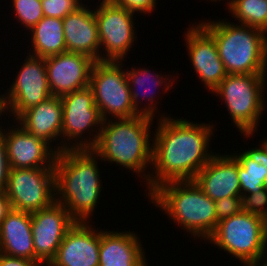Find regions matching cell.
<instances>
[{
	"label": "cell",
	"mask_w": 267,
	"mask_h": 266,
	"mask_svg": "<svg viewBox=\"0 0 267 266\" xmlns=\"http://www.w3.org/2000/svg\"><path fill=\"white\" fill-rule=\"evenodd\" d=\"M103 231L99 248V266H147L138 234Z\"/></svg>",
	"instance_id": "cell-20"
},
{
	"label": "cell",
	"mask_w": 267,
	"mask_h": 266,
	"mask_svg": "<svg viewBox=\"0 0 267 266\" xmlns=\"http://www.w3.org/2000/svg\"><path fill=\"white\" fill-rule=\"evenodd\" d=\"M159 116L163 117L157 122L152 140V165L146 183L148 196L163 183L194 180L214 156L208 146L214 133L213 124Z\"/></svg>",
	"instance_id": "cell-1"
},
{
	"label": "cell",
	"mask_w": 267,
	"mask_h": 266,
	"mask_svg": "<svg viewBox=\"0 0 267 266\" xmlns=\"http://www.w3.org/2000/svg\"><path fill=\"white\" fill-rule=\"evenodd\" d=\"M126 75H127L129 90L131 92V100H132V103L134 105L135 111L139 115L154 118L155 113L158 112V111H156L158 109V106L156 105L157 101H154L155 96H156L155 95L156 93L154 92V90L157 88V86L158 87L163 86V89L165 92H167L168 90H171L173 88V83L171 81H174L172 79V76L171 75L170 76H167V75L162 76V75L156 74V73L153 74V72L151 73V71L147 70L146 68L136 69L135 67L132 70L130 69L129 71L127 68ZM169 78L171 79V81ZM148 83H151V85ZM148 85H150L151 87L153 86L155 89H152L153 91H151L150 86L148 89ZM139 89H141L142 92ZM141 93L142 94L144 93L145 95H142ZM140 99L142 101L146 99L145 102L148 101V103H146V104H148V106L146 105L143 108H141V105L139 106V104H141Z\"/></svg>",
	"instance_id": "cell-23"
},
{
	"label": "cell",
	"mask_w": 267,
	"mask_h": 266,
	"mask_svg": "<svg viewBox=\"0 0 267 266\" xmlns=\"http://www.w3.org/2000/svg\"><path fill=\"white\" fill-rule=\"evenodd\" d=\"M94 60L75 52H64L45 58L52 96L62 97L89 86Z\"/></svg>",
	"instance_id": "cell-15"
},
{
	"label": "cell",
	"mask_w": 267,
	"mask_h": 266,
	"mask_svg": "<svg viewBox=\"0 0 267 266\" xmlns=\"http://www.w3.org/2000/svg\"><path fill=\"white\" fill-rule=\"evenodd\" d=\"M0 253L35 261L29 212L12 209L0 223Z\"/></svg>",
	"instance_id": "cell-22"
},
{
	"label": "cell",
	"mask_w": 267,
	"mask_h": 266,
	"mask_svg": "<svg viewBox=\"0 0 267 266\" xmlns=\"http://www.w3.org/2000/svg\"><path fill=\"white\" fill-rule=\"evenodd\" d=\"M122 62L96 61L92 66L89 87L103 120L139 115L131 100L126 69H122Z\"/></svg>",
	"instance_id": "cell-9"
},
{
	"label": "cell",
	"mask_w": 267,
	"mask_h": 266,
	"mask_svg": "<svg viewBox=\"0 0 267 266\" xmlns=\"http://www.w3.org/2000/svg\"><path fill=\"white\" fill-rule=\"evenodd\" d=\"M185 34L188 56L194 71L208 91L213 92L227 76L214 38L199 24H192Z\"/></svg>",
	"instance_id": "cell-16"
},
{
	"label": "cell",
	"mask_w": 267,
	"mask_h": 266,
	"mask_svg": "<svg viewBox=\"0 0 267 266\" xmlns=\"http://www.w3.org/2000/svg\"><path fill=\"white\" fill-rule=\"evenodd\" d=\"M30 31L33 51L28 54L46 58L67 52L62 19L44 16Z\"/></svg>",
	"instance_id": "cell-25"
},
{
	"label": "cell",
	"mask_w": 267,
	"mask_h": 266,
	"mask_svg": "<svg viewBox=\"0 0 267 266\" xmlns=\"http://www.w3.org/2000/svg\"><path fill=\"white\" fill-rule=\"evenodd\" d=\"M11 210L12 206L6 196L5 191H0V223L5 219Z\"/></svg>",
	"instance_id": "cell-34"
},
{
	"label": "cell",
	"mask_w": 267,
	"mask_h": 266,
	"mask_svg": "<svg viewBox=\"0 0 267 266\" xmlns=\"http://www.w3.org/2000/svg\"><path fill=\"white\" fill-rule=\"evenodd\" d=\"M267 74H227L213 93L225 102L233 124L246 138L258 130L266 108Z\"/></svg>",
	"instance_id": "cell-7"
},
{
	"label": "cell",
	"mask_w": 267,
	"mask_h": 266,
	"mask_svg": "<svg viewBox=\"0 0 267 266\" xmlns=\"http://www.w3.org/2000/svg\"><path fill=\"white\" fill-rule=\"evenodd\" d=\"M96 157L91 149L64 150L55 157L56 202L62 204L76 222H88L101 197L102 182Z\"/></svg>",
	"instance_id": "cell-2"
},
{
	"label": "cell",
	"mask_w": 267,
	"mask_h": 266,
	"mask_svg": "<svg viewBox=\"0 0 267 266\" xmlns=\"http://www.w3.org/2000/svg\"><path fill=\"white\" fill-rule=\"evenodd\" d=\"M40 261L28 260L0 253V266H42Z\"/></svg>",
	"instance_id": "cell-33"
},
{
	"label": "cell",
	"mask_w": 267,
	"mask_h": 266,
	"mask_svg": "<svg viewBox=\"0 0 267 266\" xmlns=\"http://www.w3.org/2000/svg\"><path fill=\"white\" fill-rule=\"evenodd\" d=\"M233 155L238 160L241 197L267 187V147L263 143Z\"/></svg>",
	"instance_id": "cell-24"
},
{
	"label": "cell",
	"mask_w": 267,
	"mask_h": 266,
	"mask_svg": "<svg viewBox=\"0 0 267 266\" xmlns=\"http://www.w3.org/2000/svg\"><path fill=\"white\" fill-rule=\"evenodd\" d=\"M94 13L99 32L100 61H124L137 38L133 21L135 13L111 0H102ZM101 48L105 49L103 54Z\"/></svg>",
	"instance_id": "cell-11"
},
{
	"label": "cell",
	"mask_w": 267,
	"mask_h": 266,
	"mask_svg": "<svg viewBox=\"0 0 267 266\" xmlns=\"http://www.w3.org/2000/svg\"><path fill=\"white\" fill-rule=\"evenodd\" d=\"M5 193L12 209L35 212L56 201L54 168H13L9 170Z\"/></svg>",
	"instance_id": "cell-10"
},
{
	"label": "cell",
	"mask_w": 267,
	"mask_h": 266,
	"mask_svg": "<svg viewBox=\"0 0 267 266\" xmlns=\"http://www.w3.org/2000/svg\"><path fill=\"white\" fill-rule=\"evenodd\" d=\"M7 93L0 95L2 115L8 111L16 120L28 110L51 97L45 58L28 54ZM6 95V96H5Z\"/></svg>",
	"instance_id": "cell-12"
},
{
	"label": "cell",
	"mask_w": 267,
	"mask_h": 266,
	"mask_svg": "<svg viewBox=\"0 0 267 266\" xmlns=\"http://www.w3.org/2000/svg\"><path fill=\"white\" fill-rule=\"evenodd\" d=\"M117 6L126 8L132 12L149 14L155 10V0H111Z\"/></svg>",
	"instance_id": "cell-31"
},
{
	"label": "cell",
	"mask_w": 267,
	"mask_h": 266,
	"mask_svg": "<svg viewBox=\"0 0 267 266\" xmlns=\"http://www.w3.org/2000/svg\"><path fill=\"white\" fill-rule=\"evenodd\" d=\"M76 222L65 234L48 266H99L101 230Z\"/></svg>",
	"instance_id": "cell-17"
},
{
	"label": "cell",
	"mask_w": 267,
	"mask_h": 266,
	"mask_svg": "<svg viewBox=\"0 0 267 266\" xmlns=\"http://www.w3.org/2000/svg\"><path fill=\"white\" fill-rule=\"evenodd\" d=\"M241 198L243 211L267 221V187L257 193L243 195Z\"/></svg>",
	"instance_id": "cell-29"
},
{
	"label": "cell",
	"mask_w": 267,
	"mask_h": 266,
	"mask_svg": "<svg viewBox=\"0 0 267 266\" xmlns=\"http://www.w3.org/2000/svg\"><path fill=\"white\" fill-rule=\"evenodd\" d=\"M46 17L64 19L68 14L83 5L80 0H41Z\"/></svg>",
	"instance_id": "cell-28"
},
{
	"label": "cell",
	"mask_w": 267,
	"mask_h": 266,
	"mask_svg": "<svg viewBox=\"0 0 267 266\" xmlns=\"http://www.w3.org/2000/svg\"><path fill=\"white\" fill-rule=\"evenodd\" d=\"M227 7L240 24L267 33V0H232Z\"/></svg>",
	"instance_id": "cell-26"
},
{
	"label": "cell",
	"mask_w": 267,
	"mask_h": 266,
	"mask_svg": "<svg viewBox=\"0 0 267 266\" xmlns=\"http://www.w3.org/2000/svg\"><path fill=\"white\" fill-rule=\"evenodd\" d=\"M153 121V118L143 115L104 120L97 143L91 150L98 160L116 163L136 172L147 183L150 173L148 170L145 172L152 165L153 143H150V138L153 137L149 129Z\"/></svg>",
	"instance_id": "cell-3"
},
{
	"label": "cell",
	"mask_w": 267,
	"mask_h": 266,
	"mask_svg": "<svg viewBox=\"0 0 267 266\" xmlns=\"http://www.w3.org/2000/svg\"><path fill=\"white\" fill-rule=\"evenodd\" d=\"M30 214L35 261L47 266L56 256L66 232L76 221L56 201L51 206Z\"/></svg>",
	"instance_id": "cell-13"
},
{
	"label": "cell",
	"mask_w": 267,
	"mask_h": 266,
	"mask_svg": "<svg viewBox=\"0 0 267 266\" xmlns=\"http://www.w3.org/2000/svg\"><path fill=\"white\" fill-rule=\"evenodd\" d=\"M242 211L241 196L224 197L215 201V213L217 221L227 219L230 216L238 214Z\"/></svg>",
	"instance_id": "cell-30"
},
{
	"label": "cell",
	"mask_w": 267,
	"mask_h": 266,
	"mask_svg": "<svg viewBox=\"0 0 267 266\" xmlns=\"http://www.w3.org/2000/svg\"><path fill=\"white\" fill-rule=\"evenodd\" d=\"M262 263L258 262V263L250 264V265H247V266H267V260L263 261Z\"/></svg>",
	"instance_id": "cell-35"
},
{
	"label": "cell",
	"mask_w": 267,
	"mask_h": 266,
	"mask_svg": "<svg viewBox=\"0 0 267 266\" xmlns=\"http://www.w3.org/2000/svg\"><path fill=\"white\" fill-rule=\"evenodd\" d=\"M62 20L67 52L84 54L95 62L100 61L99 32L94 10L84 3Z\"/></svg>",
	"instance_id": "cell-19"
},
{
	"label": "cell",
	"mask_w": 267,
	"mask_h": 266,
	"mask_svg": "<svg viewBox=\"0 0 267 266\" xmlns=\"http://www.w3.org/2000/svg\"><path fill=\"white\" fill-rule=\"evenodd\" d=\"M212 2L214 1V2H217V0H211ZM220 1V0H219ZM222 1V0H221ZM232 2V0H230L229 2H227L228 3V5L230 4Z\"/></svg>",
	"instance_id": "cell-36"
},
{
	"label": "cell",
	"mask_w": 267,
	"mask_h": 266,
	"mask_svg": "<svg viewBox=\"0 0 267 266\" xmlns=\"http://www.w3.org/2000/svg\"><path fill=\"white\" fill-rule=\"evenodd\" d=\"M62 102L60 97L51 96L47 100L39 103L28 110H25L17 119L25 131L33 134L46 142L50 147L61 138L62 131ZM51 143V144H50Z\"/></svg>",
	"instance_id": "cell-21"
},
{
	"label": "cell",
	"mask_w": 267,
	"mask_h": 266,
	"mask_svg": "<svg viewBox=\"0 0 267 266\" xmlns=\"http://www.w3.org/2000/svg\"><path fill=\"white\" fill-rule=\"evenodd\" d=\"M207 240L244 266L267 260V221L243 210L218 222Z\"/></svg>",
	"instance_id": "cell-6"
},
{
	"label": "cell",
	"mask_w": 267,
	"mask_h": 266,
	"mask_svg": "<svg viewBox=\"0 0 267 266\" xmlns=\"http://www.w3.org/2000/svg\"><path fill=\"white\" fill-rule=\"evenodd\" d=\"M0 137L5 144L10 169L54 168L59 146L50 147L43 140L25 131L21 126L2 129ZM53 148V149H52Z\"/></svg>",
	"instance_id": "cell-14"
},
{
	"label": "cell",
	"mask_w": 267,
	"mask_h": 266,
	"mask_svg": "<svg viewBox=\"0 0 267 266\" xmlns=\"http://www.w3.org/2000/svg\"><path fill=\"white\" fill-rule=\"evenodd\" d=\"M60 99L62 102L63 120L61 131L62 141H60L62 144L57 143V145L60 144L59 153L71 149H92L97 143L104 120L101 117L99 108L95 105L91 88L88 86L76 90L60 97ZM87 131L91 132L89 134L95 132L93 133L94 135H90L89 140H87V137L84 139L85 136L83 135ZM71 140L75 141V143Z\"/></svg>",
	"instance_id": "cell-8"
},
{
	"label": "cell",
	"mask_w": 267,
	"mask_h": 266,
	"mask_svg": "<svg viewBox=\"0 0 267 266\" xmlns=\"http://www.w3.org/2000/svg\"><path fill=\"white\" fill-rule=\"evenodd\" d=\"M201 22V23H200ZM214 38L227 74H267L266 32L229 21H200Z\"/></svg>",
	"instance_id": "cell-5"
},
{
	"label": "cell",
	"mask_w": 267,
	"mask_h": 266,
	"mask_svg": "<svg viewBox=\"0 0 267 266\" xmlns=\"http://www.w3.org/2000/svg\"><path fill=\"white\" fill-rule=\"evenodd\" d=\"M17 21L31 30L43 17L41 0H12Z\"/></svg>",
	"instance_id": "cell-27"
},
{
	"label": "cell",
	"mask_w": 267,
	"mask_h": 266,
	"mask_svg": "<svg viewBox=\"0 0 267 266\" xmlns=\"http://www.w3.org/2000/svg\"><path fill=\"white\" fill-rule=\"evenodd\" d=\"M267 147V139L262 142Z\"/></svg>",
	"instance_id": "cell-37"
},
{
	"label": "cell",
	"mask_w": 267,
	"mask_h": 266,
	"mask_svg": "<svg viewBox=\"0 0 267 266\" xmlns=\"http://www.w3.org/2000/svg\"><path fill=\"white\" fill-rule=\"evenodd\" d=\"M194 181L213 201L241 196L238 160L233 154L214 153L211 160L197 173Z\"/></svg>",
	"instance_id": "cell-18"
},
{
	"label": "cell",
	"mask_w": 267,
	"mask_h": 266,
	"mask_svg": "<svg viewBox=\"0 0 267 266\" xmlns=\"http://www.w3.org/2000/svg\"><path fill=\"white\" fill-rule=\"evenodd\" d=\"M9 170L6 147L0 137V191H4L7 186Z\"/></svg>",
	"instance_id": "cell-32"
},
{
	"label": "cell",
	"mask_w": 267,
	"mask_h": 266,
	"mask_svg": "<svg viewBox=\"0 0 267 266\" xmlns=\"http://www.w3.org/2000/svg\"><path fill=\"white\" fill-rule=\"evenodd\" d=\"M169 218L193 237L207 240L217 227L215 201L194 180L161 184L149 196Z\"/></svg>",
	"instance_id": "cell-4"
}]
</instances>
